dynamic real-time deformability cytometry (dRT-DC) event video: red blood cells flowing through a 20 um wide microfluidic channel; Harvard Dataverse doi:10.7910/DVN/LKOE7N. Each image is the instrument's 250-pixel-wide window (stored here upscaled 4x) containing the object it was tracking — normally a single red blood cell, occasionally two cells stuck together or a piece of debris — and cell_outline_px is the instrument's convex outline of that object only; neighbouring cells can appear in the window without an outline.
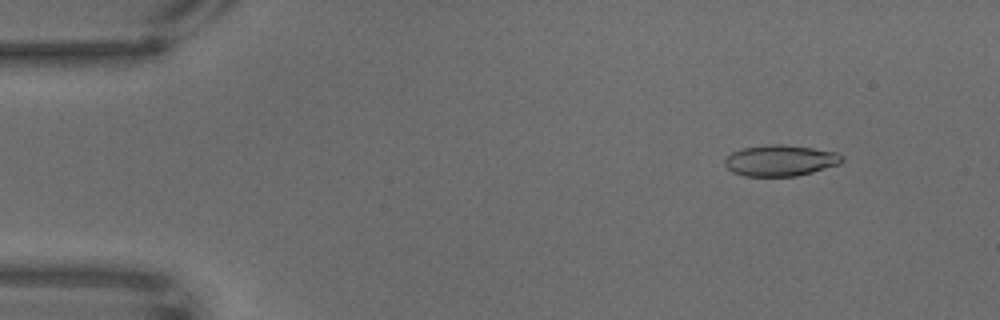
{"species": "common noctule bat (a hibernating species)", "species_latin": "Nyctalus noctula", "temperature_condition": "warm", "stored_images_in_passage": 67, "camera_frame_rate_fps": 3000, "um_per_image_px": 0.085, "animal": {"sex": "male", "body_mass_g": 18.8}, "frame": {"image": 1, "passage_image": 7, "time_ms": 2.0, "image_size_px": [1000, 320], "cell_outline_px": [[844, 160], [840, 164], [812, 172], [796, 176], [744, 176], [732, 172], [724, 164], [724, 160], [732, 152], [740, 148], [768, 144], [788, 144], [836, 152], [844, 156]], "centroid_in_image_um": [66.33, 13.63], "position_along_channel_um": 18.7, "area_um2": 21.44}}
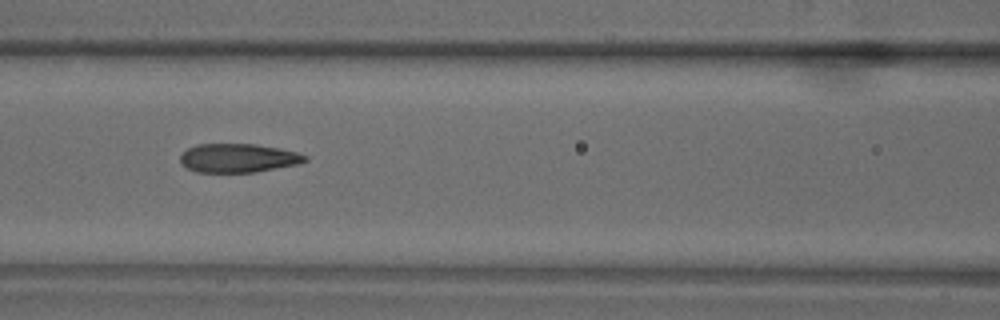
{"frame": {"image": 2, "passage_image": 29, "time_ms": 9.333, "image_size_px": [1000, 320], "cell_outline_px": [[308, 160], [300, 164], [256, 172], [196, 172], [180, 164], [180, 156], [188, 148], [196, 144], [256, 144], [280, 148], [296, 152], [308, 156]], "centroid_in_image_um": [20.27, 13.43], "position_along_channel_um": 146.3, "area_um2": 21.1}}
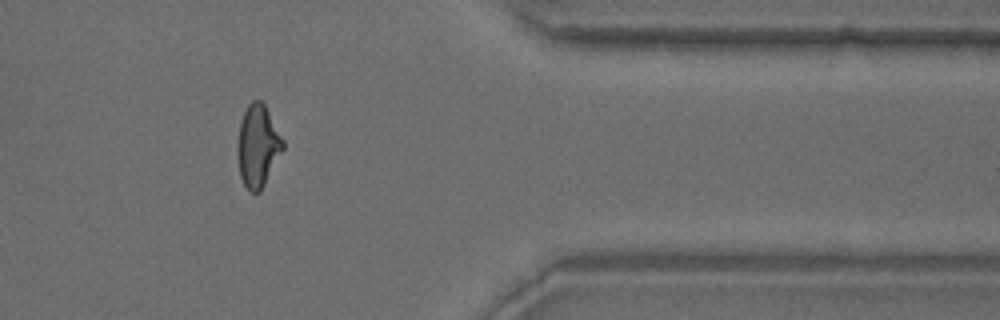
{"frame": {"image": 3, "passage_image": 55, "time_ms": 18.0, "image_size_px": [1000, 320], "cell_outline_px": [[284, 148], [260, 192], [252, 192], [244, 184], [240, 176], [236, 148], [240, 124], [244, 112], [248, 104], [252, 100], [260, 100], [264, 104], [284, 140]], "centroid_in_image_um": [21.91, 12.4], "position_along_channel_um": 389.5, "area_um2": 21.56}}